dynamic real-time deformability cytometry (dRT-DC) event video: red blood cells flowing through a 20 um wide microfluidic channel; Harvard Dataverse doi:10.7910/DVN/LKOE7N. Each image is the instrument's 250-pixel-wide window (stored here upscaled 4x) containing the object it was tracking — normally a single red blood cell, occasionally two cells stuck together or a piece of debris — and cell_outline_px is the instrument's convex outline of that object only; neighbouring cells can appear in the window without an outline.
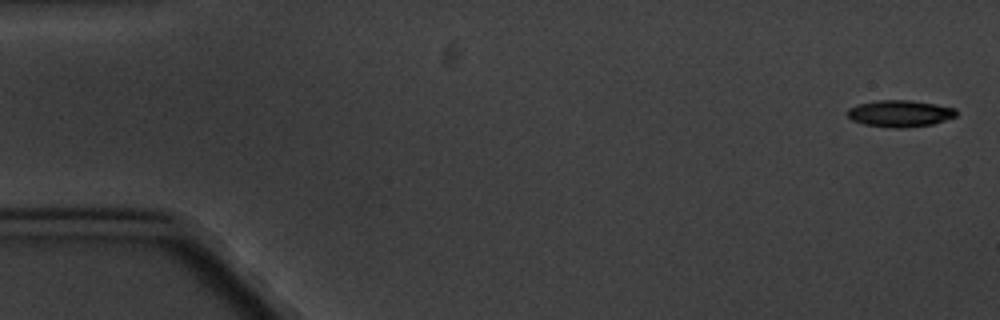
{"species": "common noctule bat (a hibernating species)", "species_latin": "Nyctalus noctula", "temperature_condition": "cold", "stored_images_in_passage": 7, "camera_frame_rate_fps": 3000, "um_per_image_px": 0.085, "animal": {"sex": "male", "body_mass_g": 20.1, "forearm_length_mm": 53.5}, "frame": {"image": 1, "passage_image": 1, "time_ms": 0.0, "image_size_px": [1000, 320], "cell_outline_px": [[956, 116], [932, 124], [904, 128], [892, 128], [864, 124], [852, 120], [844, 112], [848, 108], [856, 104], [880, 100], [908, 100], [936, 104], [956, 108]], "centroid_in_image_um": [76.45, 9.64], "position_along_channel_um": 8.6, "area_um2": 16.99}}
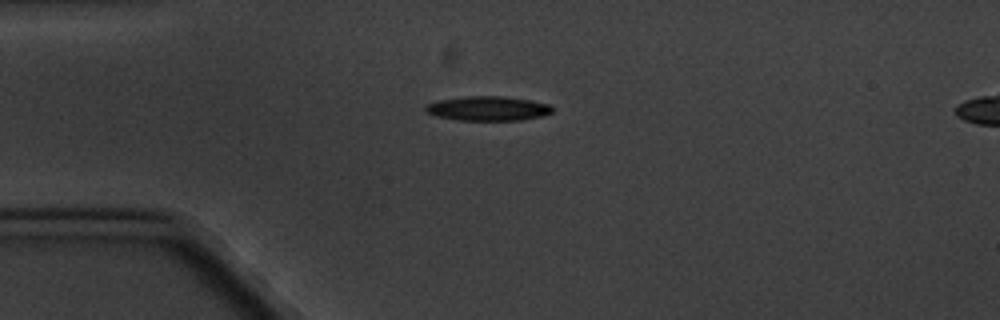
{"frame": {"image": 2, "passage_image": 4, "time_ms": 4.333, "image_size_px": [1000, 320], "cell_outline_px": [[552, 112], [544, 116], [520, 120], [456, 120], [436, 116], [428, 112], [424, 108], [428, 104], [440, 100], [468, 96], [504, 96], [528, 100], [548, 104], [552, 108]], "centroid_in_image_um": [41.49, 9.22], "position_along_channel_um": 43.5, "area_um2": 17.86}}